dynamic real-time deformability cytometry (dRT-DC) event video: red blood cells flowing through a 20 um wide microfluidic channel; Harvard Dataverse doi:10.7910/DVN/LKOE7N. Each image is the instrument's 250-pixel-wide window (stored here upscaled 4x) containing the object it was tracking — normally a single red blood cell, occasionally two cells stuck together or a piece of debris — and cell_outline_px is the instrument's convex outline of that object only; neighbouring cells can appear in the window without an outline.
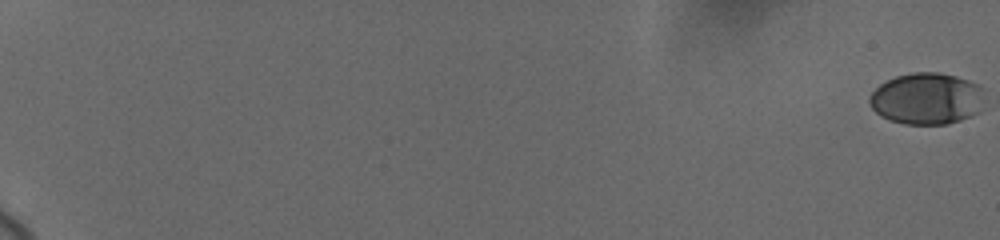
{"species": "human", "species_latin": "Homo sapiens", "temperature_condition": "cold", "stored_images_in_passage": 15, "camera_frame_rate_fps": 3000, "um_per_image_px": 0.085, "donor": {"sex": "female"}, "frame": {"image": 1, "passage_image": 1, "time_ms": 0.0, "image_size_px": [1000, 240], "cell_outline_px": [[984, 108], [980, 112], [960, 120], [948, 124], [904, 124], [880, 116], [872, 108], [868, 100], [868, 96], [880, 84], [896, 76], [916, 72], [936, 72], [956, 76], [980, 84], [984, 88]], "centroid_in_image_um": [78.83, 8.38], "position_along_channel_um": 6.2, "area_um2": 35.03}}
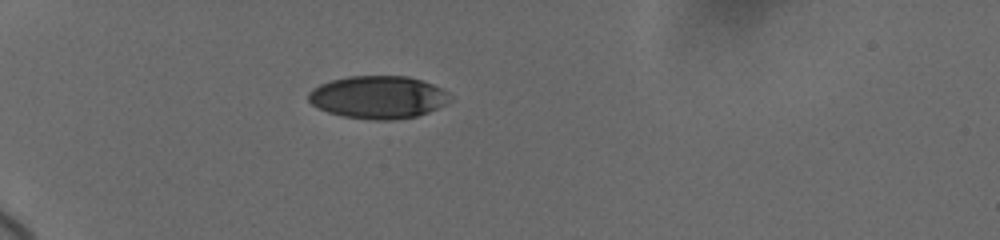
{"frame": {"image": 2, "passage_image": 13, "time_ms": 7.0, "image_size_px": [1000, 240], "cell_outline_px": [[448, 92], [444, 104], [428, 112], [416, 116], [392, 120], [372, 120], [340, 116], [328, 112], [312, 104], [308, 100], [308, 92], [312, 88], [320, 84], [332, 80], [348, 76], [408, 76], [432, 84]], "centroid_in_image_um": [32.07, 8.26], "position_along_channel_um": 52.9, "area_um2": 34.91}}
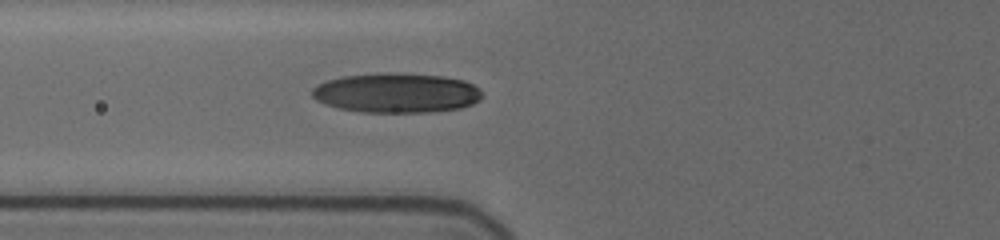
{"frame": {"image": 3, "passage_image": 15, "time_ms": 9.0, "image_size_px": [1000, 240], "cell_outline_px": [[484, 96], [480, 100], [472, 104], [460, 108], [428, 112], [364, 112], [340, 108], [316, 100], [312, 96], [312, 88], [328, 80], [344, 76], [380, 72], [392, 72], [444, 76], [464, 80], [480, 88]], "centroid_in_image_um": [33.75, 7.88], "position_along_channel_um": 92.0, "area_um2": 39.42}}